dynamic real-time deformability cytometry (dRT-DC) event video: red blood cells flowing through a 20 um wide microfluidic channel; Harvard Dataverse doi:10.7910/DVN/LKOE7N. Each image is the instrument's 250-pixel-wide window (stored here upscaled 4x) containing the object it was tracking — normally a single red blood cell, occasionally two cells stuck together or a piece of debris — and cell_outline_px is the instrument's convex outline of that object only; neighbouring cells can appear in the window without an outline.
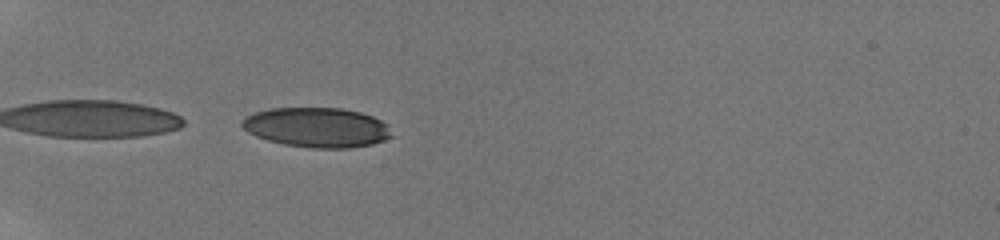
{"species": "human", "species_latin": "Homo sapiens", "temperature_condition": "room temperature", "stored_images_in_passage": 37, "camera_frame_rate_fps": 3000, "um_per_image_px": 0.085, "donor": {"sex": "male"}, "frame": {"image": 1, "passage_image": 1, "time_ms": 0.0, "image_size_px": [1000, 240], "cell_outline_px": [[392, 136], [384, 140], [372, 144], [348, 148], [312, 148], [284, 144], [268, 140], [256, 136], [248, 132], [240, 124], [240, 120], [256, 112], [272, 108], [340, 108], [360, 112], [372, 116], [388, 124]], "centroid_in_image_um": [26.94, 10.83], "position_along_channel_um": 58.1, "area_um2": 34.56}}
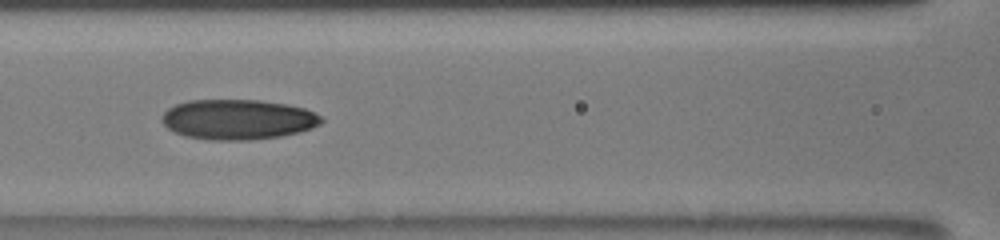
{"frame": {"image": 2, "passage_image": 10, "time_ms": 3.0, "image_size_px": [1000, 240], "cell_outline_px": [[324, 120], [320, 124], [312, 128], [300, 132], [280, 136], [252, 140], [212, 140], [184, 136], [168, 128], [160, 120], [160, 116], [168, 108], [176, 104], [188, 100], [260, 100], [284, 104], [304, 108], [320, 116]], "centroid_in_image_um": [20.19, 10.16], "position_along_channel_um": 146.4, "area_um2": 37.34}}
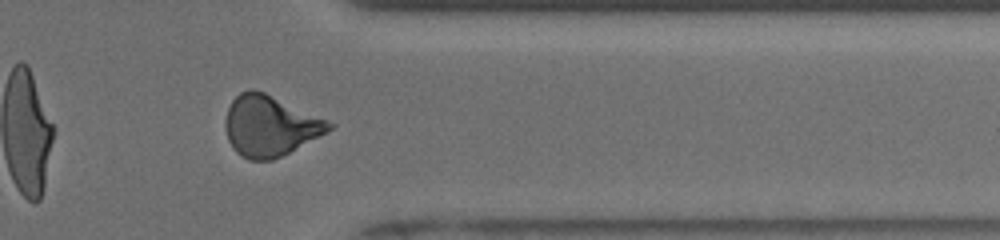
{"frame": {"image": 3, "passage_image": 29, "time_ms": 9.333, "image_size_px": [1000, 240], "cell_outline_px": [[336, 124], [332, 128], [288, 152], [272, 160], [248, 160], [240, 156], [232, 148], [228, 140], [224, 128], [224, 120], [228, 108], [232, 100], [240, 92], [248, 88], [252, 88], [264, 92]], "centroid_in_image_um": [22.86, 10.69], "position_along_channel_um": 388.5, "area_um2": 36.3}, "authors_computed_cell_mechanics": {"area_um2": 36.1828, "velocity_mm_per_s": 3.8631, "shape_relaxation_time_tau1_ms": 7.1659, "shape_relaxation_time_tau2_ms": 2.5683, "deformation_change_tau1": 0.2072, "deformation_change_tau2": 0.0948}}